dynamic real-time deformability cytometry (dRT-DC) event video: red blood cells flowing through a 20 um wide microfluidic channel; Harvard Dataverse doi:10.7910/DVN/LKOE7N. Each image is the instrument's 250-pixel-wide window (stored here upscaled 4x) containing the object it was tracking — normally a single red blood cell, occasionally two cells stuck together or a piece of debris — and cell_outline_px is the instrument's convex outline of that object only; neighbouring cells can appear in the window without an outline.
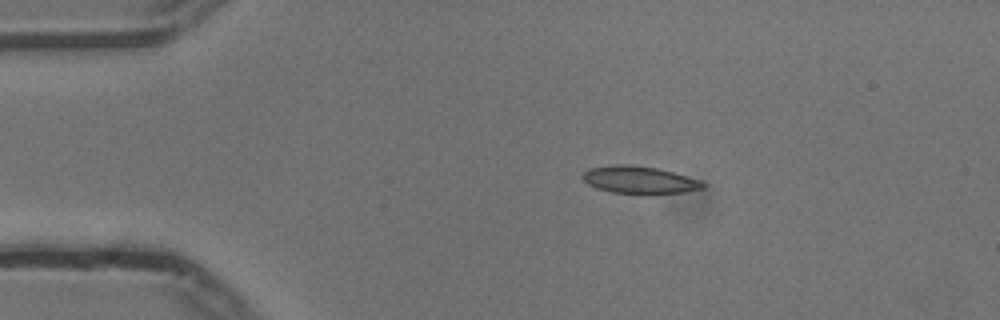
{"species": "common noctule bat (a hibernating species)", "species_latin": "Nyctalus noctula", "temperature_condition": "cold", "stored_images_in_passage": 45, "camera_frame_rate_fps": 3000, "um_per_image_px": 0.085, "animal": {"sex": "male", "body_mass_g": 13.3}, "frame": {"image": 1, "passage_image": 1, "time_ms": 0.0, "image_size_px": [1000, 320], "cell_outline_px": [[704, 188], [684, 192], [612, 192], [596, 188], [588, 184], [580, 176], [588, 168], [612, 164], [632, 164], [656, 168], [672, 172], [700, 180], [704, 184]], "centroid_in_image_um": [54.27, 15.25], "position_along_channel_um": 30.7, "area_um2": 18.73}}
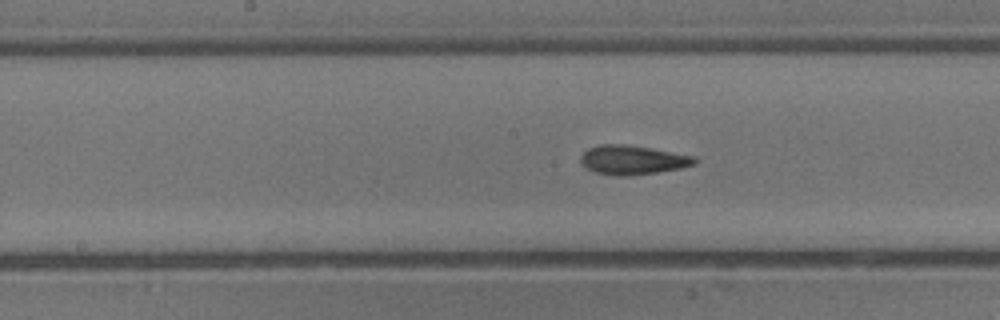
{"frame": {"image": 2, "passage_image": 18, "time_ms": 5.667, "image_size_px": [1000, 320], "cell_outline_px": [[696, 164], [680, 168], [656, 172], [596, 172], [588, 168], [580, 160], [580, 156], [588, 148], [600, 144], [624, 144], [696, 156]], "centroid_in_image_um": [53.81, 13.52], "position_along_channel_um": 194.4, "area_um2": 18.09}}
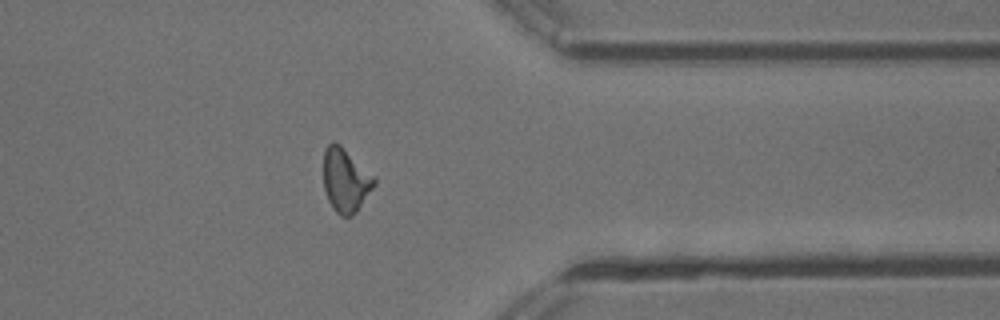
{"frame": {"image": 3, "passage_image": 34, "time_ms": 11.0, "image_size_px": [1000, 320], "cell_outline_px": [[376, 184], [356, 212], [352, 216], [340, 216], [332, 208], [328, 200], [324, 188], [324, 148], [332, 140], [340, 144], [376, 176]], "centroid_in_image_um": [29.38, 15.3], "position_along_channel_um": 382.0, "area_um2": 19.13}, "authors_computed_cell_mechanics": {"area_um2": 18.7272, "velocity_mm_per_s": 3.7427, "shape_relaxation_time_tau1_ms": null, "shape_relaxation_time_tau2_ms": 2.0728, "deformation_change_tau1": null, "deformation_change_tau2": 0.0862}}